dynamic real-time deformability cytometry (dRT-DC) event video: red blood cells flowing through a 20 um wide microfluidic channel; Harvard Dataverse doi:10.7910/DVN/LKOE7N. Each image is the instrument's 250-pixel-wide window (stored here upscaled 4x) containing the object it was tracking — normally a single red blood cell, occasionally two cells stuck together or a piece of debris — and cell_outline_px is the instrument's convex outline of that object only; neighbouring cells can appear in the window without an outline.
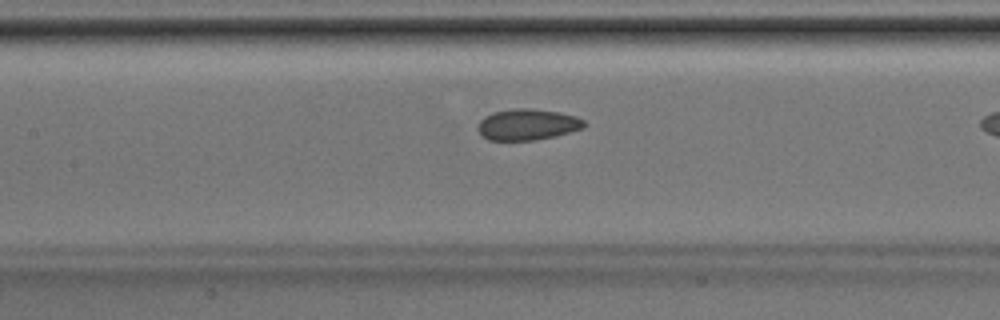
{"species": "Egyptian fruit bat (a non-hibernating species)", "species_latin": "Rousettus aegyptiacus", "temperature_condition": "room temperature", "stored_images_in_passage": 12, "camera_frame_rate_fps": 3000, "um_per_image_px": 0.085, "animal": {"sex": "male"}, "frame": {"image": 1, "passage_image": 10, "time_ms": 3.0, "image_size_px": [1000, 320], "cell_outline_px": [[584, 128], [536, 140], [488, 140], [480, 132], [480, 120], [484, 116], [492, 112], [512, 108], [528, 108], [560, 112], [576, 116], [584, 120]], "centroid_in_image_um": [44.84, 10.57], "position_along_channel_um": 162.6, "area_um2": 19.07}}